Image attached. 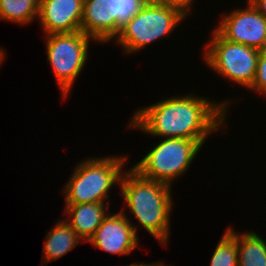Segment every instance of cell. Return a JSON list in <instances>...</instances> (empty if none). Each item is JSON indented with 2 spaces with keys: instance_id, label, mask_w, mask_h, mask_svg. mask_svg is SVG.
Returning <instances> with one entry per match:
<instances>
[{
  "instance_id": "cell-1",
  "label": "cell",
  "mask_w": 266,
  "mask_h": 266,
  "mask_svg": "<svg viewBox=\"0 0 266 266\" xmlns=\"http://www.w3.org/2000/svg\"><path fill=\"white\" fill-rule=\"evenodd\" d=\"M192 93L164 97L155 104L138 108L130 118L127 129L140 130L159 139L196 140L203 146L211 133L213 135L223 128L227 129L231 99L217 102Z\"/></svg>"
},
{
  "instance_id": "cell-2",
  "label": "cell",
  "mask_w": 266,
  "mask_h": 266,
  "mask_svg": "<svg viewBox=\"0 0 266 266\" xmlns=\"http://www.w3.org/2000/svg\"><path fill=\"white\" fill-rule=\"evenodd\" d=\"M127 170V171H126ZM120 183L121 197L138 224L132 223L138 236V225L165 247L170 240L173 197L169 184L146 179L132 167L126 169ZM135 224V225H134Z\"/></svg>"
},
{
  "instance_id": "cell-3",
  "label": "cell",
  "mask_w": 266,
  "mask_h": 266,
  "mask_svg": "<svg viewBox=\"0 0 266 266\" xmlns=\"http://www.w3.org/2000/svg\"><path fill=\"white\" fill-rule=\"evenodd\" d=\"M128 156L111 155L80 161L62 188L65 204L110 203V190L120 186Z\"/></svg>"
},
{
  "instance_id": "cell-4",
  "label": "cell",
  "mask_w": 266,
  "mask_h": 266,
  "mask_svg": "<svg viewBox=\"0 0 266 266\" xmlns=\"http://www.w3.org/2000/svg\"><path fill=\"white\" fill-rule=\"evenodd\" d=\"M186 18L175 8L149 0L141 11L121 26L113 42L125 54H135L170 35Z\"/></svg>"
},
{
  "instance_id": "cell-5",
  "label": "cell",
  "mask_w": 266,
  "mask_h": 266,
  "mask_svg": "<svg viewBox=\"0 0 266 266\" xmlns=\"http://www.w3.org/2000/svg\"><path fill=\"white\" fill-rule=\"evenodd\" d=\"M161 140L132 168L146 179L174 186L173 181L189 170L203 146L196 140L184 138Z\"/></svg>"
},
{
  "instance_id": "cell-6",
  "label": "cell",
  "mask_w": 266,
  "mask_h": 266,
  "mask_svg": "<svg viewBox=\"0 0 266 266\" xmlns=\"http://www.w3.org/2000/svg\"><path fill=\"white\" fill-rule=\"evenodd\" d=\"M211 39L203 47L204 62L211 71L223 79L246 87L248 90L255 78L260 51L246 45L224 39L215 29Z\"/></svg>"
},
{
  "instance_id": "cell-7",
  "label": "cell",
  "mask_w": 266,
  "mask_h": 266,
  "mask_svg": "<svg viewBox=\"0 0 266 266\" xmlns=\"http://www.w3.org/2000/svg\"><path fill=\"white\" fill-rule=\"evenodd\" d=\"M45 36L47 61L64 99L70 94L74 81L86 66L90 41H95L82 31Z\"/></svg>"
},
{
  "instance_id": "cell-8",
  "label": "cell",
  "mask_w": 266,
  "mask_h": 266,
  "mask_svg": "<svg viewBox=\"0 0 266 266\" xmlns=\"http://www.w3.org/2000/svg\"><path fill=\"white\" fill-rule=\"evenodd\" d=\"M149 0H84L81 31L97 43H109L121 26L134 17Z\"/></svg>"
},
{
  "instance_id": "cell-9",
  "label": "cell",
  "mask_w": 266,
  "mask_h": 266,
  "mask_svg": "<svg viewBox=\"0 0 266 266\" xmlns=\"http://www.w3.org/2000/svg\"><path fill=\"white\" fill-rule=\"evenodd\" d=\"M244 8L223 13L215 30L226 40L259 51L266 48V17L248 0Z\"/></svg>"
},
{
  "instance_id": "cell-10",
  "label": "cell",
  "mask_w": 266,
  "mask_h": 266,
  "mask_svg": "<svg viewBox=\"0 0 266 266\" xmlns=\"http://www.w3.org/2000/svg\"><path fill=\"white\" fill-rule=\"evenodd\" d=\"M129 219L125 209L113 214L109 212L87 242L112 255H129L139 245V236Z\"/></svg>"
},
{
  "instance_id": "cell-11",
  "label": "cell",
  "mask_w": 266,
  "mask_h": 266,
  "mask_svg": "<svg viewBox=\"0 0 266 266\" xmlns=\"http://www.w3.org/2000/svg\"><path fill=\"white\" fill-rule=\"evenodd\" d=\"M84 0H39L38 21L46 35L81 31Z\"/></svg>"
},
{
  "instance_id": "cell-12",
  "label": "cell",
  "mask_w": 266,
  "mask_h": 266,
  "mask_svg": "<svg viewBox=\"0 0 266 266\" xmlns=\"http://www.w3.org/2000/svg\"><path fill=\"white\" fill-rule=\"evenodd\" d=\"M110 204L100 202L66 204L63 214H66L67 218L64 220L84 242H87L108 215Z\"/></svg>"
},
{
  "instance_id": "cell-13",
  "label": "cell",
  "mask_w": 266,
  "mask_h": 266,
  "mask_svg": "<svg viewBox=\"0 0 266 266\" xmlns=\"http://www.w3.org/2000/svg\"><path fill=\"white\" fill-rule=\"evenodd\" d=\"M55 223L44 239L41 266L65 256L83 241L65 220Z\"/></svg>"
},
{
  "instance_id": "cell-14",
  "label": "cell",
  "mask_w": 266,
  "mask_h": 266,
  "mask_svg": "<svg viewBox=\"0 0 266 266\" xmlns=\"http://www.w3.org/2000/svg\"><path fill=\"white\" fill-rule=\"evenodd\" d=\"M227 229L237 239L238 266H266V241L262 236L253 230L240 233L230 226Z\"/></svg>"
},
{
  "instance_id": "cell-15",
  "label": "cell",
  "mask_w": 266,
  "mask_h": 266,
  "mask_svg": "<svg viewBox=\"0 0 266 266\" xmlns=\"http://www.w3.org/2000/svg\"><path fill=\"white\" fill-rule=\"evenodd\" d=\"M38 13L39 0H0V20L27 25Z\"/></svg>"
},
{
  "instance_id": "cell-16",
  "label": "cell",
  "mask_w": 266,
  "mask_h": 266,
  "mask_svg": "<svg viewBox=\"0 0 266 266\" xmlns=\"http://www.w3.org/2000/svg\"><path fill=\"white\" fill-rule=\"evenodd\" d=\"M211 257L210 266H238L236 237L226 228Z\"/></svg>"
},
{
  "instance_id": "cell-17",
  "label": "cell",
  "mask_w": 266,
  "mask_h": 266,
  "mask_svg": "<svg viewBox=\"0 0 266 266\" xmlns=\"http://www.w3.org/2000/svg\"><path fill=\"white\" fill-rule=\"evenodd\" d=\"M249 89L254 93L266 96V48L260 51L255 78Z\"/></svg>"
},
{
  "instance_id": "cell-18",
  "label": "cell",
  "mask_w": 266,
  "mask_h": 266,
  "mask_svg": "<svg viewBox=\"0 0 266 266\" xmlns=\"http://www.w3.org/2000/svg\"><path fill=\"white\" fill-rule=\"evenodd\" d=\"M156 2L168 5L169 7L179 10L185 17H191L194 0H154ZM196 1V0H195Z\"/></svg>"
},
{
  "instance_id": "cell-19",
  "label": "cell",
  "mask_w": 266,
  "mask_h": 266,
  "mask_svg": "<svg viewBox=\"0 0 266 266\" xmlns=\"http://www.w3.org/2000/svg\"><path fill=\"white\" fill-rule=\"evenodd\" d=\"M260 13L266 17V0H248Z\"/></svg>"
},
{
  "instance_id": "cell-20",
  "label": "cell",
  "mask_w": 266,
  "mask_h": 266,
  "mask_svg": "<svg viewBox=\"0 0 266 266\" xmlns=\"http://www.w3.org/2000/svg\"><path fill=\"white\" fill-rule=\"evenodd\" d=\"M126 266H166V264H164L161 261L160 262H155V263L154 262H152V263L149 262V263H145V264L143 262L142 263H138V264L136 262L135 263L133 262V263H131L129 265H126Z\"/></svg>"
},
{
  "instance_id": "cell-21",
  "label": "cell",
  "mask_w": 266,
  "mask_h": 266,
  "mask_svg": "<svg viewBox=\"0 0 266 266\" xmlns=\"http://www.w3.org/2000/svg\"><path fill=\"white\" fill-rule=\"evenodd\" d=\"M5 55H6V52L4 51L3 48L0 47V68H1V65L3 63V60H5Z\"/></svg>"
}]
</instances>
